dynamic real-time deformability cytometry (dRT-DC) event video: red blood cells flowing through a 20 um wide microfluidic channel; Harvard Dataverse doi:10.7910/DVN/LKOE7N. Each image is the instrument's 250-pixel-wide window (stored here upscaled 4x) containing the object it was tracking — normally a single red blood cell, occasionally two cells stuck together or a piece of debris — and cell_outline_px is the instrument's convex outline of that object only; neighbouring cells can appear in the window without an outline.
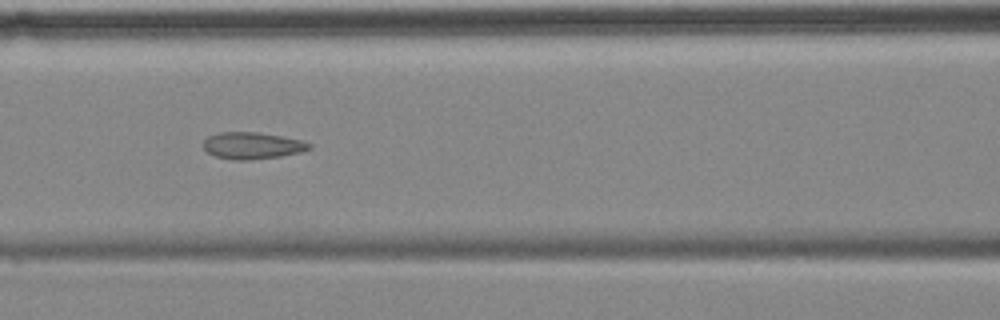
{"species": "common noctule bat (a hibernating species)", "species_latin": "Nyctalus noctula", "temperature_condition": "cold", "stored_images_in_passage": 6, "camera_frame_rate_fps": 3000, "um_per_image_px": 0.085, "animal": {"sex": "female", "body_mass_g": 18.4}, "frame": {"image": 1, "passage_image": 5, "time_ms": 4.667, "image_size_px": [1000, 320], "cell_outline_px": [[312, 148], [300, 152], [280, 156], [244, 160], [240, 160], [216, 156], [208, 152], [204, 148], [204, 140], [208, 136], [220, 132], [256, 132], [280, 136], [300, 140], [312, 144]], "centroid_in_image_um": [21.45, 12.36], "position_along_channel_um": 145.2, "area_um2": 16.18}}